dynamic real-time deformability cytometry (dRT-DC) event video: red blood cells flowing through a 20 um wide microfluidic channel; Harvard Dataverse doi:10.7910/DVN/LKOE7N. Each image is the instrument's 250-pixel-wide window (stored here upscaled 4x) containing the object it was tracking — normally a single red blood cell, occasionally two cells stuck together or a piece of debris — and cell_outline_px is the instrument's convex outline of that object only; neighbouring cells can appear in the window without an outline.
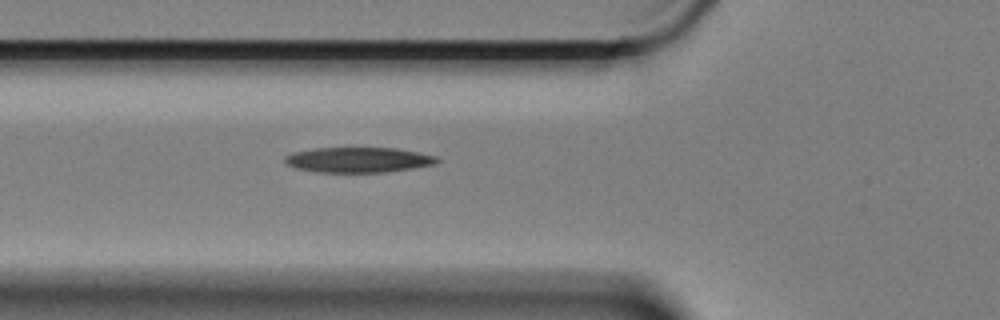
{"species": "Egyptian fruit bat (a non-hibernating species)", "species_latin": "Rousettus aegyptiacus", "temperature_condition": "cold", "stored_images_in_passage": 5, "camera_frame_rate_fps": 3000, "um_per_image_px": 0.085, "animal": {"sex": "female"}, "frame": {"image": 1, "passage_image": 5, "time_ms": 1.333, "image_size_px": [1000, 320], "cell_outline_px": [[440, 160], [432, 164], [412, 168], [384, 172], [316, 172], [296, 168], [288, 164], [284, 160], [284, 156], [292, 152], [312, 148], [396, 148], [436, 156]], "centroid_in_image_um": [30.4, 13.58], "position_along_channel_um": 95.4, "area_um2": 22.2}}